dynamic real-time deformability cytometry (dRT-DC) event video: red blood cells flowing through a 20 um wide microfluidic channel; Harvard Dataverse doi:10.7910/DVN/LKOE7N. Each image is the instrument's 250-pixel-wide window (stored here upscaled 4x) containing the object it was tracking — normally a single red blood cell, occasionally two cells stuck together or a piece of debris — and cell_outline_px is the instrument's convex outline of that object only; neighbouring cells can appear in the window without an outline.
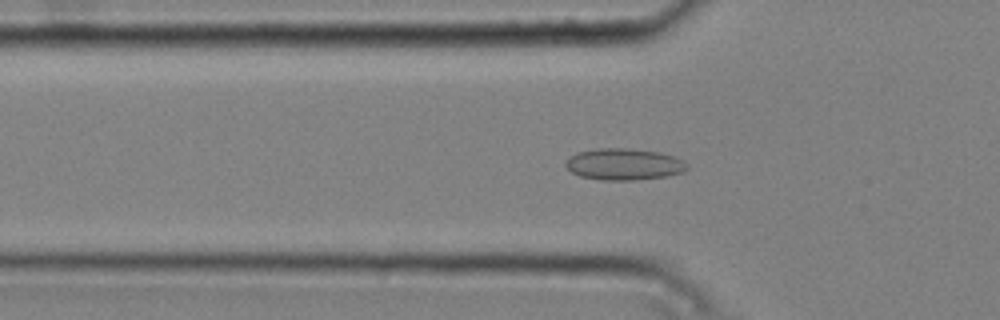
{"species": "common noctule bat (a hibernating species)", "species_latin": "Nyctalus noctula", "temperature_condition": "cold", "stored_images_in_passage": 50, "camera_frame_rate_fps": 3000, "um_per_image_px": 0.085, "animal": {"sex": "male", "body_mass_g": 20.4}, "frame": {"image": 1, "passage_image": 16, "time_ms": 5.0, "image_size_px": [1000, 320], "cell_outline_px": [[688, 168], [684, 172], [668, 176], [632, 180], [604, 180], [580, 176], [572, 172], [564, 164], [576, 152], [600, 148], [628, 148], [660, 152], [684, 160], [688, 164]], "centroid_in_image_um": [53.08, 13.96], "position_along_channel_um": 72.7, "area_um2": 22.31}}
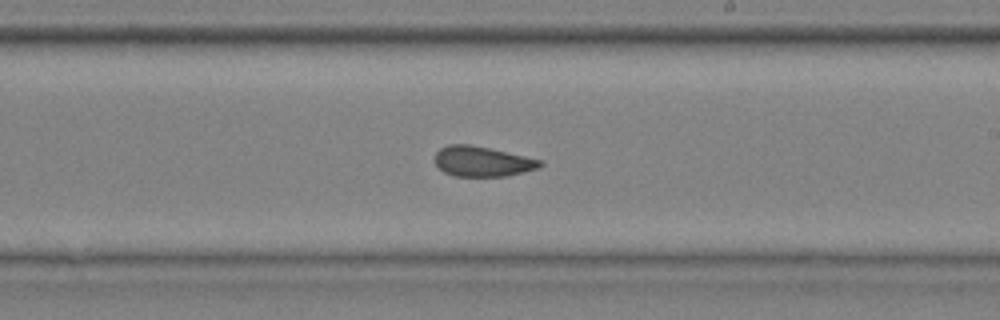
{"frame": {"image": 2, "passage_image": 30, "time_ms": 9.667, "image_size_px": [1000, 320], "cell_outline_px": [[544, 164], [540, 168], [508, 176], [456, 176], [444, 172], [436, 164], [436, 152], [440, 148], [448, 144], [468, 144], [488, 148], [524, 156], [540, 160]], "centroid_in_image_um": [41.01, 13.73], "position_along_channel_um": 248.0, "area_um2": 18.32}}
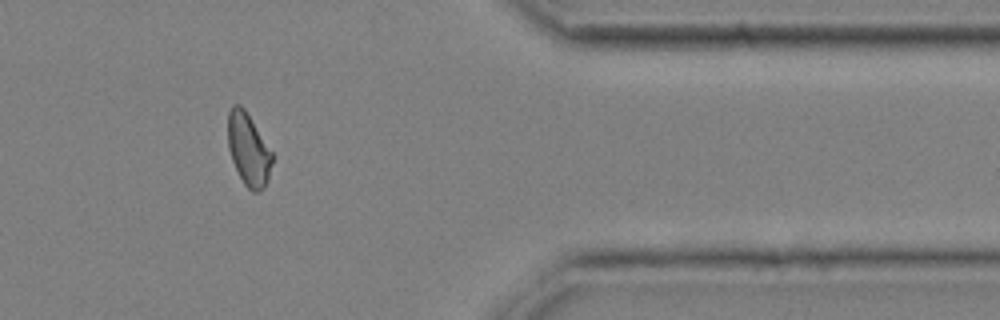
{"frame": {"image": 3, "passage_image": 43, "time_ms": 14.0, "image_size_px": [1000, 320], "cell_outline_px": [[272, 164], [268, 180], [264, 188], [260, 192], [252, 192], [244, 184], [232, 160], [228, 148], [228, 112], [232, 104], [240, 104], [244, 108], [272, 152]], "centroid_in_image_um": [21.11, 12.71], "position_along_channel_um": 390.3, "area_um2": 18.61}, "authors_computed_cell_mechanics": {"area_um2": 19.1896, "velocity_mm_per_s": 3.7581, "shape_relaxation_time_tau1_ms": null, "shape_relaxation_time_tau2_ms": 2.0946, "deformation_change_tau1": null, "deformation_change_tau2": 0.0793}}